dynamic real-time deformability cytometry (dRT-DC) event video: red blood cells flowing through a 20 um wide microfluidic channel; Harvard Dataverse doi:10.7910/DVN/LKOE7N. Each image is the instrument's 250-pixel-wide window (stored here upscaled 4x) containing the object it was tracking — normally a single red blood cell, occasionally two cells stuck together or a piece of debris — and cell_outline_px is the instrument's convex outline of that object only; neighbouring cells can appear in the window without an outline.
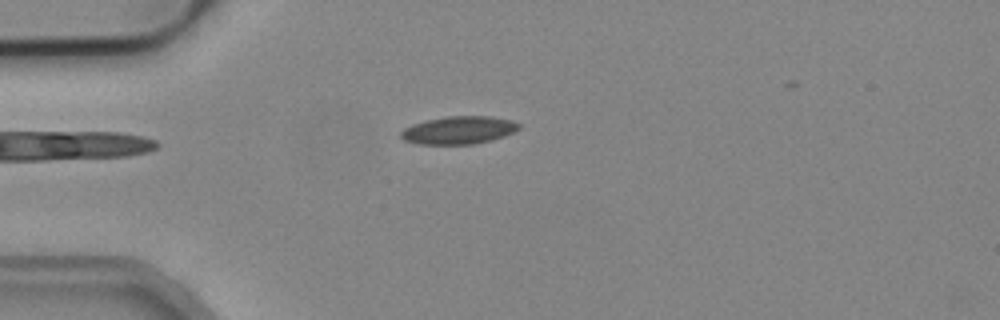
{"species": "common noctule bat (a hibernating species)", "species_latin": "Nyctalus noctula", "temperature_condition": "cold", "stored_images_in_passage": 2, "camera_frame_rate_fps": 3000, "um_per_image_px": 0.085, "animal": {"sex": "male", "body_mass_g": 19.2, "forearm_length_mm": 51.8}, "frame": {"image": 1, "passage_image": 1, "time_ms": 0.0, "image_size_px": [1000, 320], "cell_outline_px": [[520, 128], [504, 136], [492, 140], [472, 144], [420, 144], [404, 140], [400, 136], [400, 132], [404, 128], [412, 124], [424, 120], [444, 116], [492, 116], [512, 120], [520, 124]], "centroid_in_image_um": [38.98, 11.05], "position_along_channel_um": 46.0, "area_um2": 19.25}}